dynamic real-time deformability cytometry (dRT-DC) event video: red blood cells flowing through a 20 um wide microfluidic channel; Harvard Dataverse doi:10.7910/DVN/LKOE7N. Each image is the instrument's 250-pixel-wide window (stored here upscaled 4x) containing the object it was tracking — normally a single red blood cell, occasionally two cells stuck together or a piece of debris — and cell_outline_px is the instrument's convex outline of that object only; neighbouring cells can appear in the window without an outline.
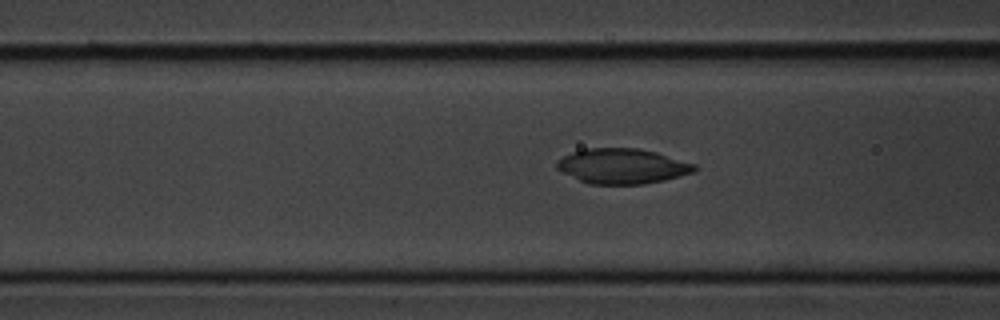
{"species": "common noctule bat (a hibernating species)", "species_latin": "Nyctalus noctula", "temperature_condition": "cold", "stored_images_in_passage": 50, "camera_frame_rate_fps": 3000, "um_per_image_px": 0.085, "animal": {"sex": "male", "body_mass_g": 20.1, "forearm_length_mm": 53.5}, "frame": {"image": 1, "passage_image": 16, "time_ms": 5.0, "image_size_px": [1000, 320], "cell_outline_px": [[696, 172], [664, 180], [644, 184], [588, 184], [556, 168], [556, 160], [572, 152], [584, 148], [640, 148], [656, 152], [696, 164]], "centroid_in_image_um": [52.91, 14.12], "position_along_channel_um": 113.7, "area_um2": 28.21}}
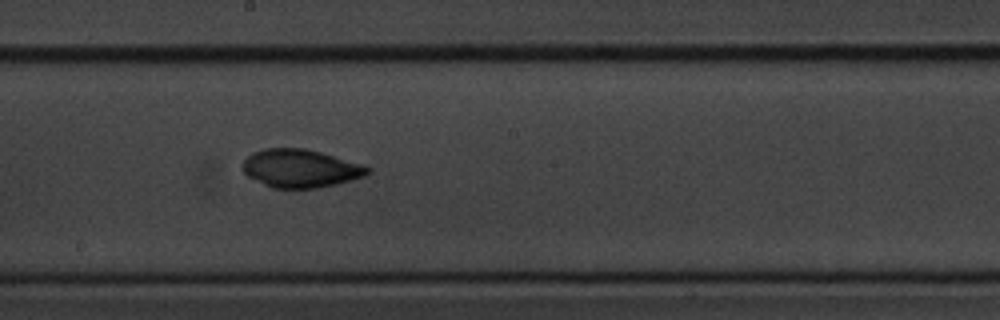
{"frame": {"image": 2, "passage_image": 25, "time_ms": 8.0, "image_size_px": [1000, 320], "cell_outline_px": [[372, 168], [364, 176], [336, 184], [316, 188], [272, 188], [248, 176], [244, 172], [244, 160], [252, 152], [264, 148], [304, 148], [320, 152], [360, 164]], "centroid_in_image_um": [25.52, 14.31], "position_along_channel_um": 222.7, "area_um2": 27.4}}
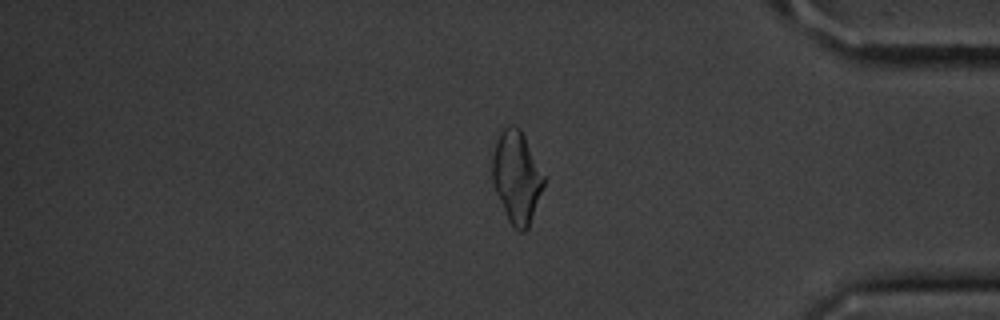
{"frame": {"image": 3, "passage_image": 41, "time_ms": 13.333, "image_size_px": [1000, 320], "cell_outline_px": [[544, 184], [528, 228], [524, 232], [520, 232], [508, 220], [496, 192], [492, 180], [492, 156], [500, 132], [508, 124], [512, 124], [520, 128], [544, 176]], "centroid_in_image_um": [43.9, 15.04], "position_along_channel_um": 391.3, "area_um2": 27.05}, "authors_computed_cell_mechanics": {"area_um2": 27.3972, "velocity_mm_per_s": 3.6186, "shape_relaxation_time_tau1_ms": 3.4954, "shape_relaxation_time_tau2_ms": 4.4438, "deformation_change_tau1": 0.0683, "deformation_change_tau2": 0.061}}